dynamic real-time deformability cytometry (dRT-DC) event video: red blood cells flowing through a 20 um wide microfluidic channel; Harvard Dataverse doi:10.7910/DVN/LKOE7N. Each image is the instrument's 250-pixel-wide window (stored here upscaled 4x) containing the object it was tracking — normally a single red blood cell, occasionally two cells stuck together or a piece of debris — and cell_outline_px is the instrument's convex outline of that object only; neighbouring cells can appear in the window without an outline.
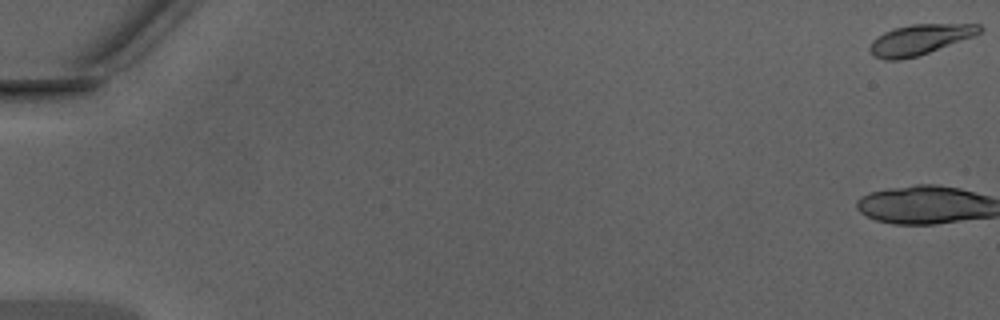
{"species": "Egyptian fruit bat (a non-hibernating species)", "species_latin": "Rousettus aegyptiacus", "temperature_condition": "warm", "stored_images_in_passage": 49, "camera_frame_rate_fps": 3000, "um_per_image_px": 0.085, "animal": {"sex": "male"}, "frame": {"image": 1, "passage_image": 1, "time_ms": 0.0, "image_size_px": [1000, 320], "cell_outline_px": [[984, 28], [980, 32], [972, 36], [928, 52], [916, 56], [900, 60], [884, 60], [872, 56], [868, 48], [872, 40], [884, 32], [892, 28], [912, 24], [980, 24]], "centroid_in_image_um": [78.11, 3.36], "position_along_channel_um": 6.9, "area_um2": 19.25}, "authors_computed_cell_mechanics": {"area_um2": 21.1548, "velocity_mm_per_s": 4.3842, "shape_relaxation_time_tau1_ms": 4.5968, "shape_relaxation_time_tau2_ms": 1.7515, "deformation_change_tau1": 0.2046, "deformation_change_tau2": 0.1025}}